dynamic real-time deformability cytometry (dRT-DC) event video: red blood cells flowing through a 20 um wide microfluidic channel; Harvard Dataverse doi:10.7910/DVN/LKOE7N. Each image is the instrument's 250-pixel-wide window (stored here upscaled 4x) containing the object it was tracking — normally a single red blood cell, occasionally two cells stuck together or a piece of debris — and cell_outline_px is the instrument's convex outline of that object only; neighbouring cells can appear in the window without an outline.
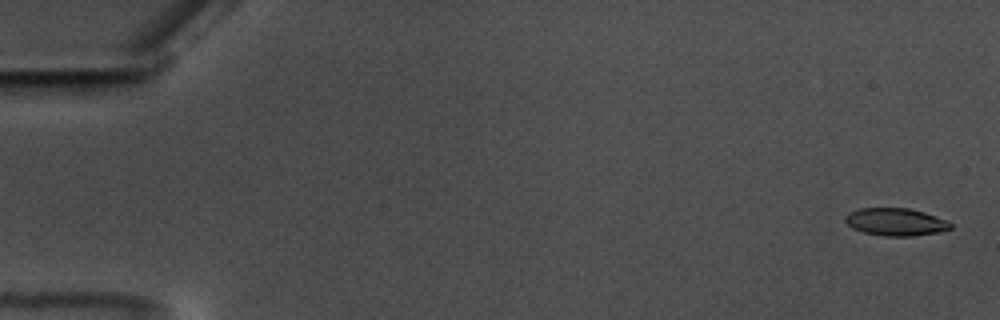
{"species": "common noctule bat (a hibernating species)", "species_latin": "Nyctalus noctula", "temperature_condition": "warm", "stored_images_in_passage": 59, "camera_frame_rate_fps": 3000, "um_per_image_px": 0.085, "animal": {"sex": "male", "body_mass_g": 17.5, "forearm_length_mm": 52.3}, "frame": {"image": 1, "passage_image": 2, "time_ms": 0.333, "image_size_px": [1000, 320], "cell_outline_px": [[952, 228], [936, 232], [912, 236], [884, 236], [864, 232], [852, 228], [844, 220], [844, 216], [848, 212], [860, 208], [908, 208], [924, 212], [948, 220], [952, 224]], "centroid_in_image_um": [76.11, 18.85], "position_along_channel_um": 8.9, "area_um2": 16.94}}
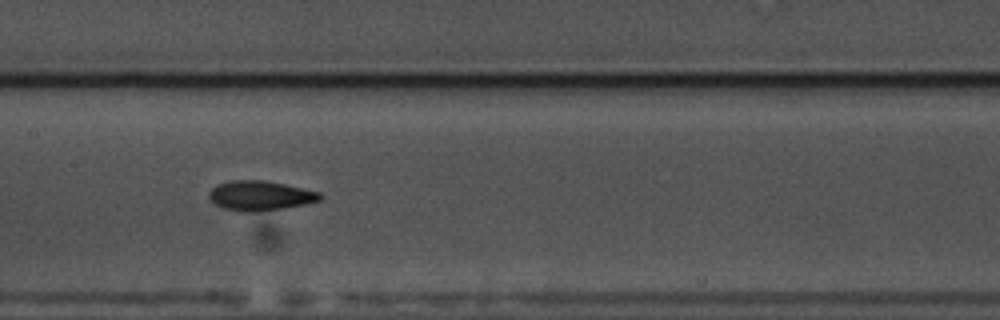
{"frame": {"image": 2, "passage_image": 30, "time_ms": 9.667, "image_size_px": [1000, 320], "cell_outline_px": [[324, 196], [320, 200], [304, 204], [284, 208], [256, 212], [240, 212], [224, 208], [216, 204], [208, 196], [208, 192], [216, 184], [228, 180], [264, 180], [284, 184], [320, 192]], "centroid_in_image_um": [22.1, 16.63], "position_along_channel_um": 185.3, "area_um2": 19.31}}
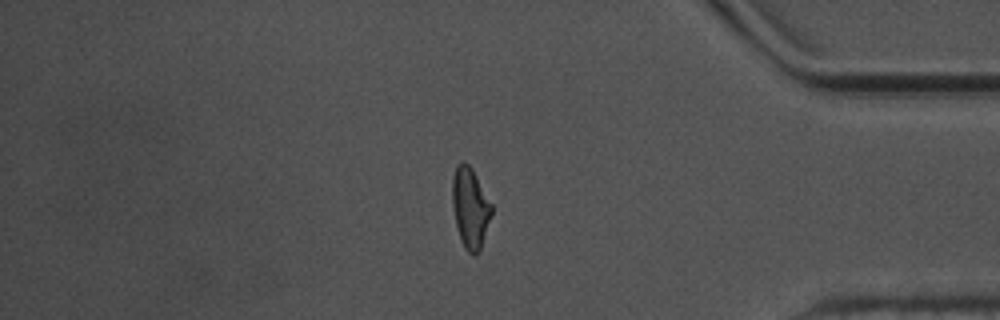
{"frame": {"image": 3, "passage_image": 50, "time_ms": 16.333, "image_size_px": [1000, 320], "cell_outline_px": [[492, 212], [480, 252], [476, 256], [472, 256], [464, 248], [456, 224], [452, 204], [452, 176], [456, 164], [464, 160], [472, 168], [492, 204]], "centroid_in_image_um": [39.97, 17.66], "position_along_channel_um": 395.2, "area_um2": 18.61}, "authors_computed_cell_mechanics": {"area_um2": 18.1492, "velocity_mm_per_s": 3.54, "shape_relaxation_time_tau1_ms": 3.523, "shape_relaxation_time_tau2_ms": 2.7273, "deformation_change_tau1": 0.1576, "deformation_change_tau2": 0.0878}}